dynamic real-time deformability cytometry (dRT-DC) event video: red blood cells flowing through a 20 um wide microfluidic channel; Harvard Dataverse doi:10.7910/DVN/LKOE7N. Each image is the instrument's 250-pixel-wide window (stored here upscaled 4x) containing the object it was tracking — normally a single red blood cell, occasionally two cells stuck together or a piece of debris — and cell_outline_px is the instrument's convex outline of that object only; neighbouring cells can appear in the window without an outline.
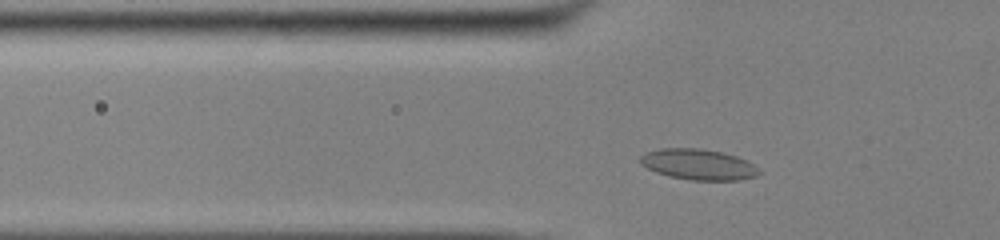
{"species": "common noctule bat (a hibernating species)", "species_latin": "Nyctalus noctula", "temperature_condition": "cold", "stored_images_in_passage": 40, "camera_frame_rate_fps": 3000, "um_per_image_px": 0.085, "animal": {"sex": "male", "body_mass_g": 13.0, "forearm_length_mm": 53.1}, "frame": {"image": 1, "passage_image": 7, "time_ms": 2.0, "image_size_px": [1000, 240], "cell_outline_px": [[760, 172], [756, 176], [740, 180], [692, 180], [668, 176], [656, 172], [640, 164], [640, 156], [644, 152], [660, 148], [700, 148], [724, 152], [736, 156], [752, 164]], "centroid_in_image_um": [59.31, 13.97], "position_along_channel_um": 66.5, "area_um2": 21.27}}
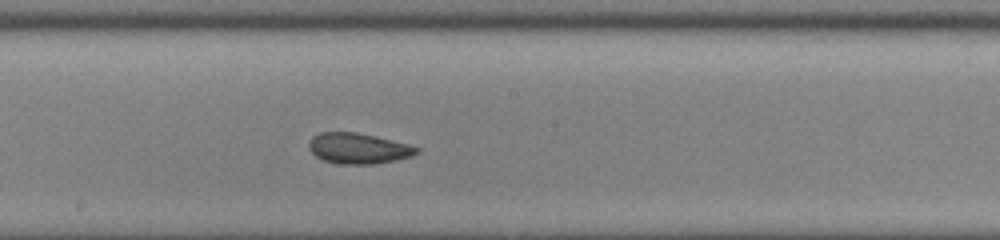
{"frame": {"image": 2, "passage_image": 19, "time_ms": 6.0, "image_size_px": [1000, 240], "cell_outline_px": [[420, 152], [412, 156], [396, 160], [376, 164], [336, 164], [324, 160], [316, 156], [308, 148], [308, 144], [312, 136], [320, 132], [356, 132], [376, 136], [408, 144], [420, 148]], "centroid_in_image_um": [30.46, 12.61], "position_along_channel_um": 217.7, "area_um2": 19.42}}
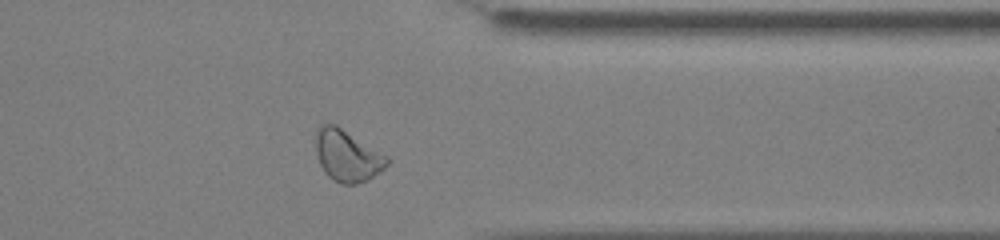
{"frame": {"image": 3, "passage_image": 32, "time_ms": 10.333, "image_size_px": [1000, 240], "cell_outline_px": [[388, 164], [380, 172], [368, 180], [356, 184], [340, 184], [332, 180], [324, 172], [320, 164], [316, 152], [316, 132], [320, 124], [336, 124], [388, 156]], "centroid_in_image_um": [29.51, 13.24], "position_along_channel_um": 381.9, "area_um2": 21.5}}